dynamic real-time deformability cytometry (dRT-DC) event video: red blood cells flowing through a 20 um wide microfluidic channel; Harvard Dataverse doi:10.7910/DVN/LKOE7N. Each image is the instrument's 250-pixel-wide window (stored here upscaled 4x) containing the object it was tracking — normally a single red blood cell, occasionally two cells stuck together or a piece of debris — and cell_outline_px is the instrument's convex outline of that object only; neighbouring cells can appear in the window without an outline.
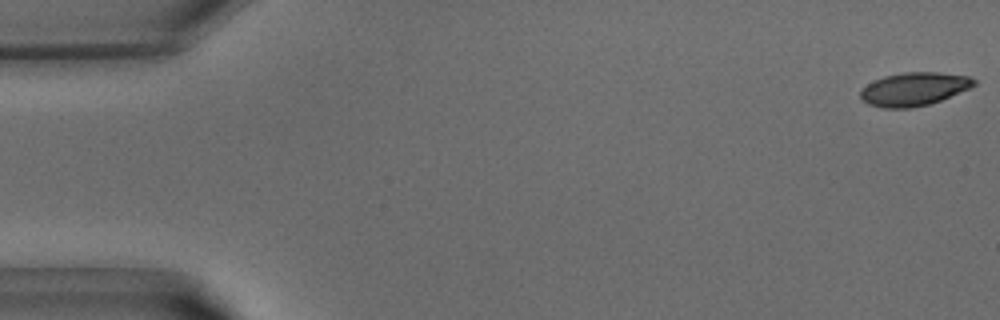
{"species": "common noctule bat (a hibernating species)", "species_latin": "Nyctalus noctula", "temperature_condition": "warm", "stored_images_in_passage": 40, "camera_frame_rate_fps": 3000, "um_per_image_px": 0.085, "animal": {"sex": "male", "body_mass_g": 15.6}, "frame": {"image": 1, "passage_image": 1, "time_ms": 0.0, "image_size_px": [1000, 320], "cell_outline_px": [[976, 84], [972, 88], [940, 100], [928, 104], [908, 108], [884, 108], [868, 104], [860, 96], [860, 88], [884, 76], [904, 72], [936, 72], [968, 76], [976, 80]], "centroid_in_image_um": [77.7, 7.56], "position_along_channel_um": 7.3, "area_um2": 21.96}}
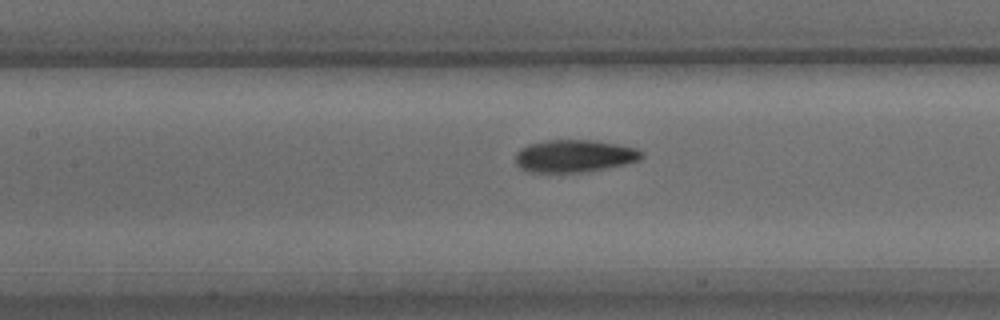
{"frame": {"image": 2, "passage_image": 18, "time_ms": 5.667, "image_size_px": [1000, 320], "cell_outline_px": [[644, 156], [640, 160], [624, 164], [584, 172], [528, 172], [520, 168], [516, 164], [516, 152], [520, 148], [528, 144], [548, 140], [592, 140], [616, 144], [636, 148], [644, 152]], "centroid_in_image_um": [48.81, 13.26], "position_along_channel_um": 158.6, "area_um2": 23.87}}
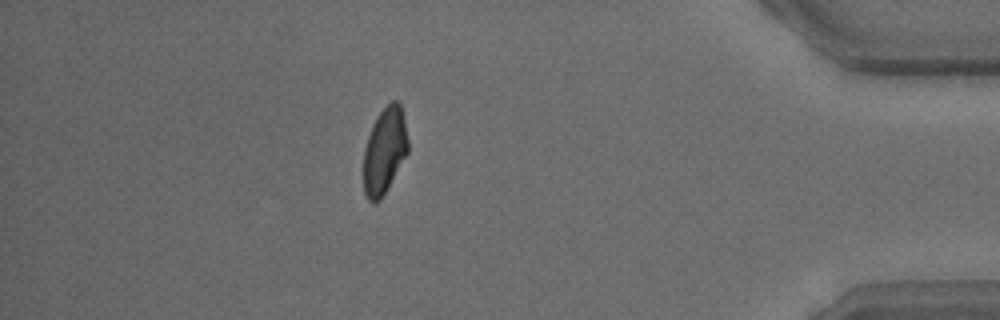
{"frame": {"image": 3, "passage_image": 35, "time_ms": 11.333, "image_size_px": [1000, 320], "cell_outline_px": [[408, 152], [380, 200], [376, 204], [372, 204], [368, 200], [364, 192], [364, 148], [372, 124], [376, 116], [392, 100], [396, 100], [400, 104], [404, 120], [408, 140]], "centroid_in_image_um": [32.67, 12.82], "position_along_channel_um": 402.5, "area_um2": 22.2}}